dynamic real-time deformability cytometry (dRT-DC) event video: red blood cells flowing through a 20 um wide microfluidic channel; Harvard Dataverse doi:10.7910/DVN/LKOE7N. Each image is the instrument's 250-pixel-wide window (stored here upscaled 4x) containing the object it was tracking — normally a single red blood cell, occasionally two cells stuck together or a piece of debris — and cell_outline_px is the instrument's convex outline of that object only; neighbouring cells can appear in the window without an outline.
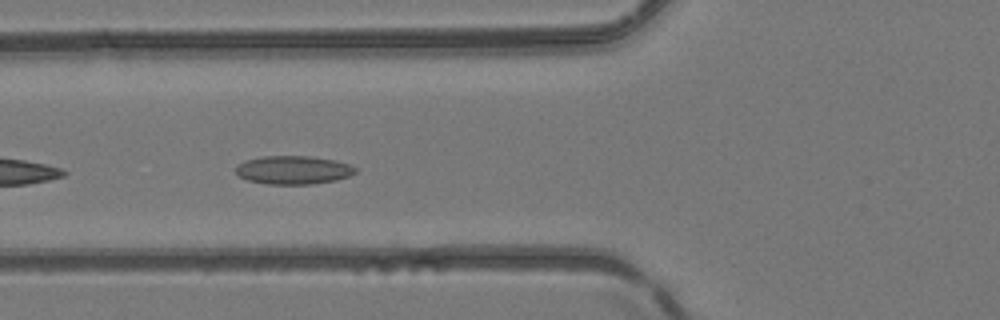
{"species": "common noctule bat (a hibernating species)", "species_latin": "Nyctalus noctula", "temperature_condition": "room temperature", "stored_images_in_passage": 6, "camera_frame_rate_fps": 3000, "um_per_image_px": 0.085, "animal": {"sex": "female", "body_mass_g": 24.6, "forearm_length_mm": 56.2}, "frame": {"image": 1, "passage_image": 4, "time_ms": 1.0, "image_size_px": [1000, 320], "cell_outline_px": [[356, 172], [348, 176], [336, 180], [312, 184], [268, 184], [248, 180], [240, 176], [236, 172], [236, 164], [244, 160], [264, 156], [308, 156], [336, 160], [348, 164], [356, 168]], "centroid_in_image_um": [24.91, 14.44], "position_along_channel_um": 100.9, "area_um2": 19.77}}